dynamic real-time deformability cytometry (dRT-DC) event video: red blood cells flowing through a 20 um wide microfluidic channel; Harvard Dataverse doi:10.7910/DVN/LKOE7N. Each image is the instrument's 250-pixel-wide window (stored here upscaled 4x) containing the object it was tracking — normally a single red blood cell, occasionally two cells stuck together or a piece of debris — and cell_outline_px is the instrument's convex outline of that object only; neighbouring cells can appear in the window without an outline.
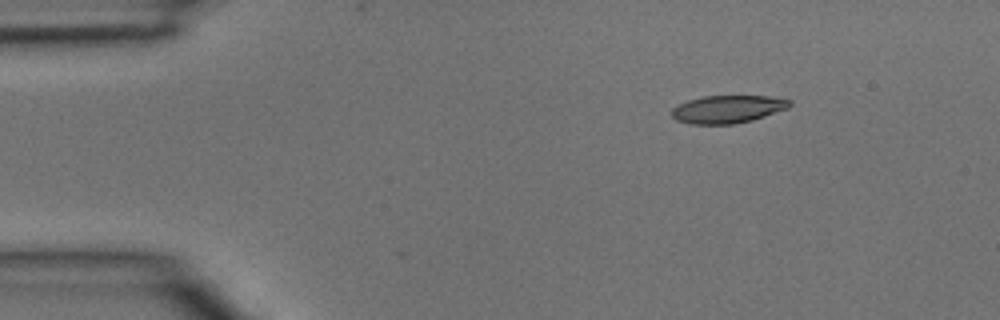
{"species": "common noctule bat (a hibernating species)", "species_latin": "Nyctalus noctula", "temperature_condition": "room temperature", "stored_images_in_passage": 3, "camera_frame_rate_fps": 3000, "um_per_image_px": 0.085, "animal": {"sex": "male", "body_mass_g": 15.6}, "frame": {"image": 1, "passage_image": 1, "time_ms": 0.0, "image_size_px": [1000, 320], "cell_outline_px": [[792, 104], [788, 108], [752, 120], [732, 124], [688, 124], [676, 120], [672, 116], [672, 108], [676, 104], [688, 100], [704, 96], [768, 96], [792, 100]], "centroid_in_image_um": [61.82, 9.28], "position_along_channel_um": 23.2, "area_um2": 19.13}}
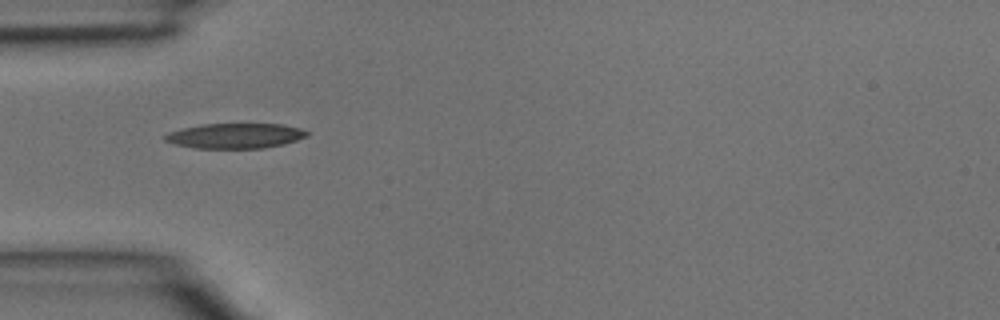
{"frame": {"image": 2, "passage_image": 3, "time_ms": 0.667, "image_size_px": [1000, 320], "cell_outline_px": [[308, 136], [284, 144], [264, 148], [192, 148], [176, 144], [164, 140], [164, 136], [168, 132], [200, 124], [284, 124], [300, 128], [308, 132]], "centroid_in_image_um": [20.0, 11.54], "position_along_channel_um": 65.0, "area_um2": 20.75}}